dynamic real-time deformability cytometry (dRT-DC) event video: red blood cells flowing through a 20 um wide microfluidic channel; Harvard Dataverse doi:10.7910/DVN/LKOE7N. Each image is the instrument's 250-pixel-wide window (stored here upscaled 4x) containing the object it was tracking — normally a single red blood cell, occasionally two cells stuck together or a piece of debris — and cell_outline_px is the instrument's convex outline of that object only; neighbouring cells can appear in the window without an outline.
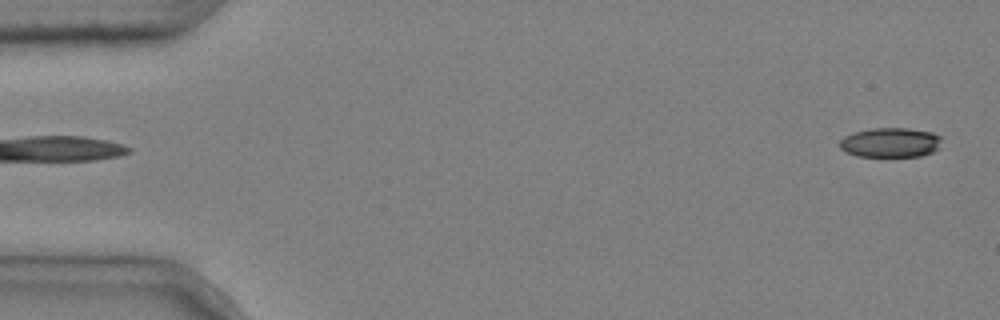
{"species": "common noctule bat (a hibernating species)", "species_latin": "Nyctalus noctula", "temperature_condition": "cold", "stored_images_in_passage": 5, "segment_of_instrument_passage": [2, 2], "camera_frame_rate_fps": 3000, "um_per_image_px": 0.085, "animal": {"sex": "male", "body_mass_g": 20.4}, "frame": {"image": 1, "passage_image": 5, "time_ms": 1.333, "image_size_px": [1000, 320], "cell_outline_px": [[940, 148], [932, 152], [920, 156], [856, 156], [844, 152], [840, 148], [840, 140], [844, 136], [852, 132], [872, 128], [908, 128], [932, 132], [940, 136]], "centroid_in_image_um": [75.66, 12.11], "position_along_channel_um": 9.3, "area_um2": 17.74}}